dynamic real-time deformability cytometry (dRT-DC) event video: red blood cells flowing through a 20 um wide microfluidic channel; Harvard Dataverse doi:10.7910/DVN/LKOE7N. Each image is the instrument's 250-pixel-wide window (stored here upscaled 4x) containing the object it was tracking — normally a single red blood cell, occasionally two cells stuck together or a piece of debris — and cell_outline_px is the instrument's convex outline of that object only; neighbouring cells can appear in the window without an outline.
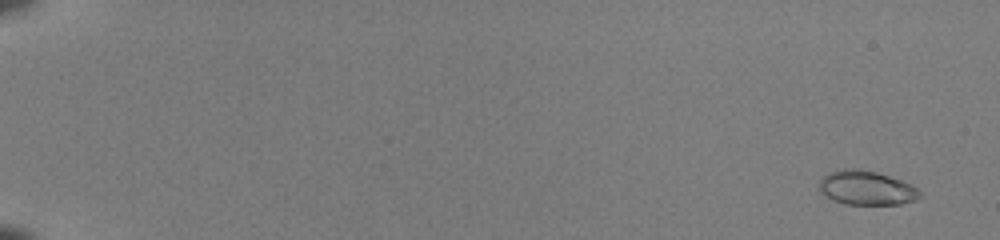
{"species": "common noctule bat (a hibernating species)", "species_latin": "Nyctalus noctula", "temperature_condition": "room temperature", "stored_images_in_passage": 53, "camera_frame_rate_fps": 3000, "um_per_image_px": 0.085, "animal": {"sex": "female", "body_mass_g": 22.0, "forearm_length_mm": 56.7}, "frame": {"image": 1, "passage_image": 3, "time_ms": 0.667, "image_size_px": [1000, 240], "cell_outline_px": [[924, 196], [900, 204], [844, 204], [832, 200], [820, 192], [820, 180], [828, 172], [844, 168], [860, 168], [876, 172], [900, 180], [916, 188]], "centroid_in_image_um": [73.61, 15.96], "position_along_channel_um": 11.4, "area_um2": 19.94}}
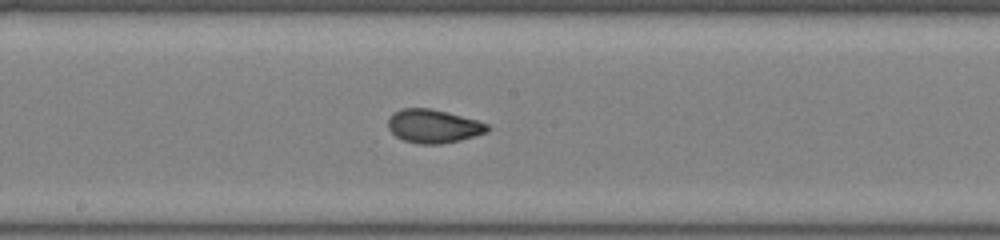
{"frame": {"image": 2, "passage_image": 32, "time_ms": 10.333, "image_size_px": [1000, 240], "cell_outline_px": [[492, 128], [488, 132], [460, 140], [440, 144], [420, 144], [404, 140], [396, 136], [388, 128], [388, 116], [392, 112], [400, 108], [432, 108], [476, 120], [488, 124]], "centroid_in_image_um": [36.82, 10.71], "position_along_channel_um": 211.4, "area_um2": 19.54}}
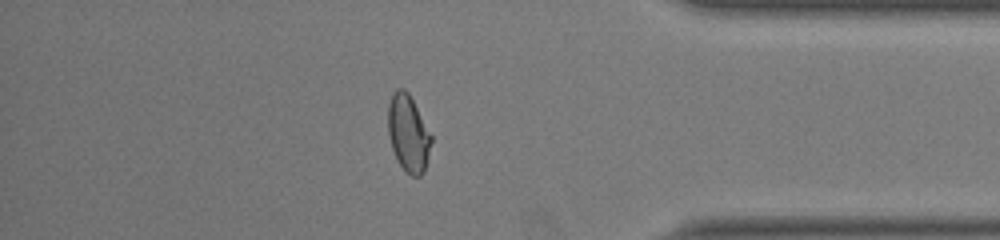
{"frame": {"image": 3, "passage_image": 47, "time_ms": 15.333, "image_size_px": [1000, 240], "cell_outline_px": [[432, 140], [424, 172], [420, 176], [412, 176], [396, 160], [392, 148], [388, 132], [388, 104], [392, 92], [396, 88], [404, 88], [408, 92], [432, 136]], "centroid_in_image_um": [34.69, 11.3], "position_along_channel_um": 400.5, "area_um2": 19.25}, "authors_computed_cell_mechanics": {"area_um2": 19.4208, "velocity_mm_per_s": 4.0995, "shape_relaxation_time_tau1_ms": 10.0708, "shape_relaxation_time_tau2_ms": 0.7126, "deformation_change_tau1": 0.2421, "deformation_change_tau2": 0.0561}}